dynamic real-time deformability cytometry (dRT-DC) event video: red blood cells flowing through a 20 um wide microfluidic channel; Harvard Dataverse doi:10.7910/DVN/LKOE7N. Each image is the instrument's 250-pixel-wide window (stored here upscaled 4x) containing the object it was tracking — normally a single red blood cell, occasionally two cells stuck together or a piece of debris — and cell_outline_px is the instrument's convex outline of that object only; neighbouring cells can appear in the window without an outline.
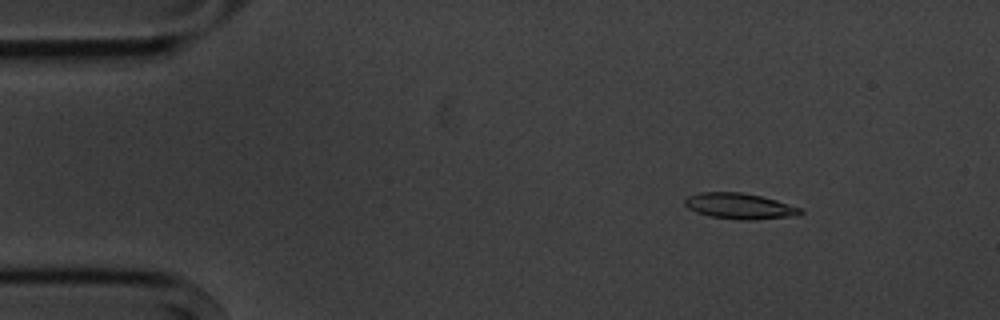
{"species": "common noctule bat (a hibernating species)", "species_latin": "Nyctalus noctula", "temperature_condition": "cold", "stored_images_in_passage": 7, "camera_frame_rate_fps": 3000, "um_per_image_px": 0.085, "animal": {"sex": "male", "body_mass_g": 20.1, "forearm_length_mm": 53.5}, "frame": {"image": 1, "passage_image": 2, "time_ms": 1.0, "image_size_px": [1000, 320], "cell_outline_px": [[804, 212], [796, 216], [756, 220], [740, 220], [708, 216], [696, 212], [688, 208], [684, 204], [684, 200], [688, 196], [700, 192], [740, 192], [760, 196], [776, 200], [800, 208]], "centroid_in_image_um": [62.85, 17.53], "position_along_channel_um": 22.1, "area_um2": 17.46}}
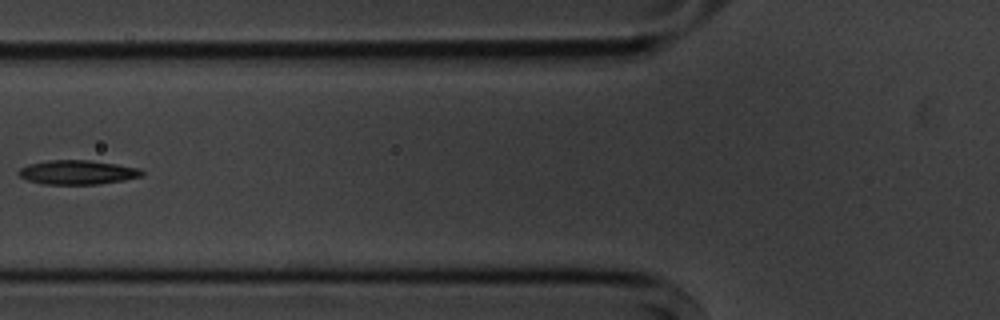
{"frame": {"image": 2, "passage_image": 6, "time_ms": 5.667, "image_size_px": [1000, 320], "cell_outline_px": [[144, 176], [124, 180], [96, 184], [44, 184], [28, 180], [20, 176], [16, 172], [20, 168], [28, 164], [52, 160], [92, 160], [140, 168], [144, 172]], "centroid_in_image_um": [6.61, 14.64], "position_along_channel_um": 119.2, "area_um2": 17.4}}
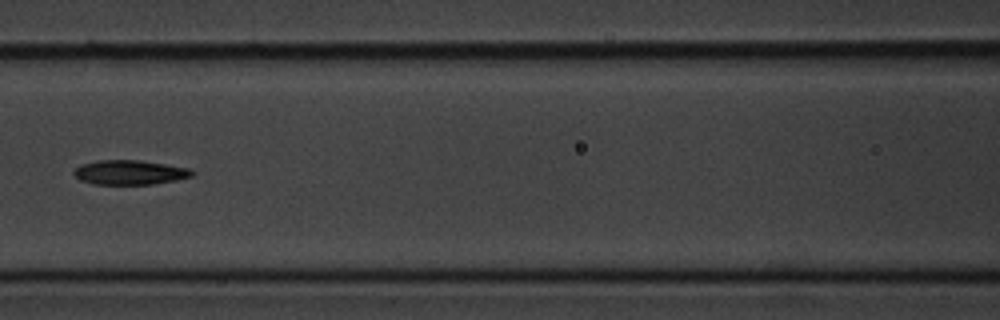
{"frame": {"image": 3, "passage_image": 7, "time_ms": 6.667, "image_size_px": [1000, 320], "cell_outline_px": [[196, 172], [192, 176], [176, 180], [152, 184], [92, 184], [80, 180], [72, 172], [80, 164], [96, 160], [140, 160], [188, 168]], "centroid_in_image_um": [11.0, 14.65], "position_along_channel_um": 155.6, "area_um2": 16.88}}